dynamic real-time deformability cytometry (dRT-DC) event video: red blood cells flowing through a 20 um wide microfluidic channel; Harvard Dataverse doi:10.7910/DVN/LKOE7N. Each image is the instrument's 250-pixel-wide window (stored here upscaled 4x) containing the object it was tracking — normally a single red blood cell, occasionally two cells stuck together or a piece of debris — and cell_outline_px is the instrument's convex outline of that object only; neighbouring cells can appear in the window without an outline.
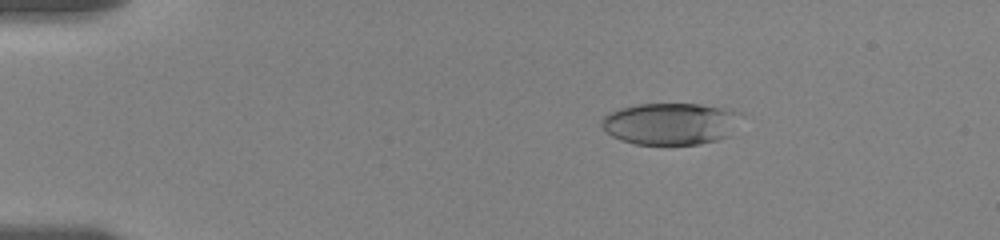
{"species": "human", "species_latin": "Homo sapiens", "temperature_condition": "room temperature", "stored_images_in_passage": 9, "camera_frame_rate_fps": 3000, "um_per_image_px": 0.085, "donor": {"sex": "female"}, "frame": {"image": 1, "passage_image": 4, "time_ms": 2.667, "image_size_px": [1000, 240], "cell_outline_px": [[744, 116], [728, 136], [716, 140], [700, 144], [636, 144], [620, 140], [612, 136], [600, 124], [604, 116], [608, 112], [620, 108], [636, 104], [700, 104], [732, 108], [744, 112]], "centroid_in_image_um": [57.06, 10.49], "position_along_channel_um": 27.9, "area_um2": 34.51}}
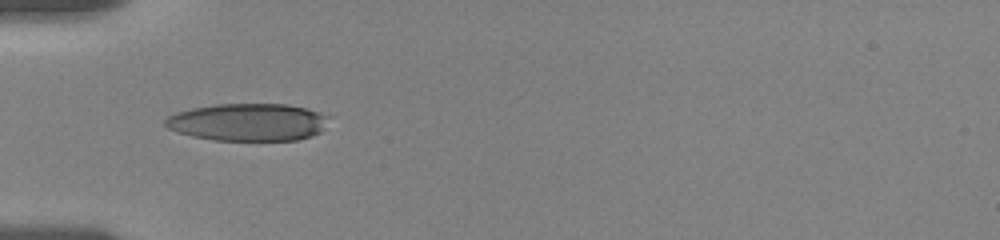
{"frame": {"image": 2, "passage_image": 8, "time_ms": 5.667, "image_size_px": [1000, 240], "cell_outline_px": [[328, 116], [320, 132], [312, 136], [296, 140], [216, 140], [192, 136], [176, 132], [168, 128], [164, 124], [164, 120], [168, 116], [176, 112], [192, 108], [216, 104], [288, 104], [320, 112]], "centroid_in_image_um": [21.04, 10.38], "position_along_channel_um": 64.0, "area_um2": 35.6}}
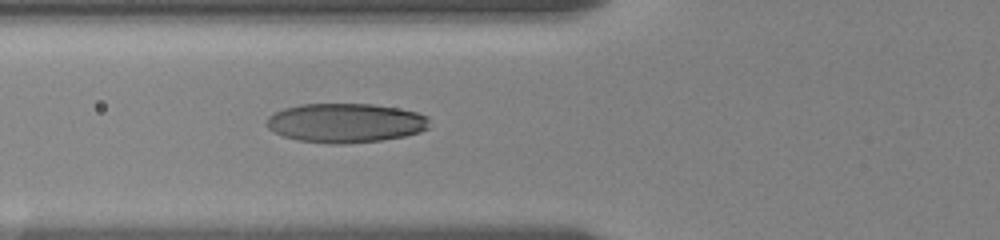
{"frame": {"image": 3, "passage_image": 9, "time_ms": 6.667, "image_size_px": [1000, 240], "cell_outline_px": [[428, 128], [420, 132], [404, 136], [380, 140], [340, 144], [328, 144], [296, 140], [284, 136], [268, 128], [264, 124], [268, 116], [284, 108], [300, 104], [372, 104], [396, 108], [416, 112], [428, 116]], "centroid_in_image_um": [29.34, 10.45], "position_along_channel_um": 96.5, "area_um2": 37.22}}